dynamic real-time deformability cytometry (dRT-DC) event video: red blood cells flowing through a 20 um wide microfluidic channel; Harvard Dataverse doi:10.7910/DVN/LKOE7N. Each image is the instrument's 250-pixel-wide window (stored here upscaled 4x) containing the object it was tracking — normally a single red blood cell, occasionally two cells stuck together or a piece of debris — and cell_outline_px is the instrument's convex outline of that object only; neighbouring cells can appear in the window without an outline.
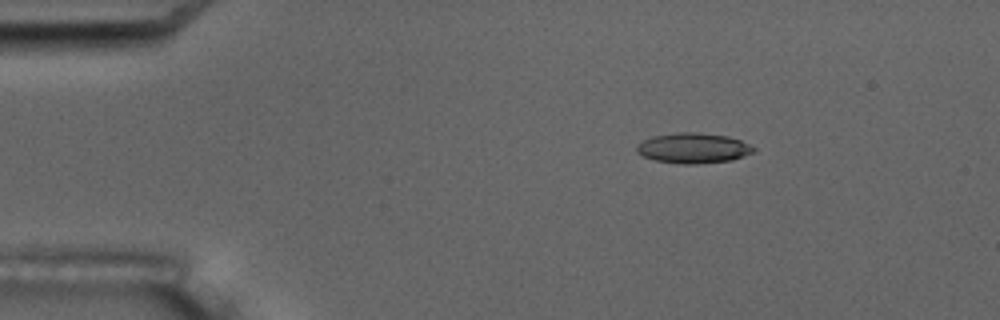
{"species": "common noctule bat (a hibernating species)", "species_latin": "Nyctalus noctula", "temperature_condition": "room temperature", "stored_images_in_passage": 9, "camera_frame_rate_fps": 3000, "um_per_image_px": 0.085, "animal": {"sex": "male", "body_mass_g": 17.5, "forearm_length_mm": 52.3}, "frame": {"image": 1, "passage_image": 2, "time_ms": 1.0, "image_size_px": [1000, 320], "cell_outline_px": [[756, 152], [732, 160], [696, 164], [680, 164], [656, 160], [644, 156], [636, 152], [636, 144], [652, 136], [680, 132], [700, 132], [728, 136], [740, 140], [756, 148]], "centroid_in_image_um": [58.94, 12.58], "position_along_channel_um": 26.1, "area_um2": 20.75}}
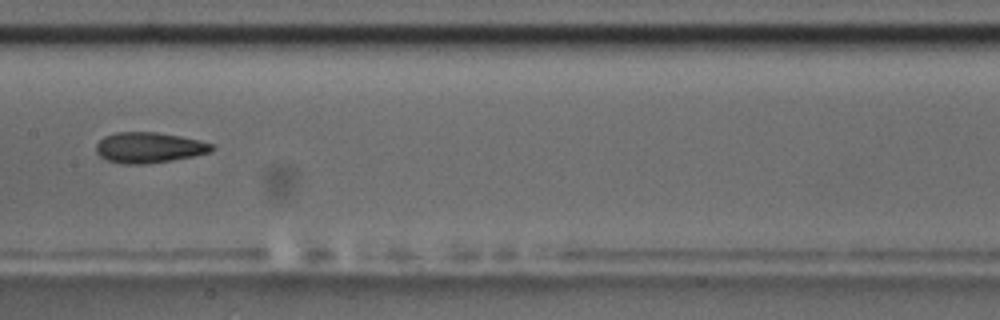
{"frame": {"image": 2, "passage_image": 8, "time_ms": 7.667, "image_size_px": [1000, 320], "cell_outline_px": [[216, 148], [212, 152], [172, 160], [148, 164], [120, 164], [108, 160], [100, 156], [96, 152], [96, 144], [104, 136], [116, 132], [156, 132], [180, 136], [200, 140], [212, 144]], "centroid_in_image_um": [12.67, 12.54], "position_along_channel_um": 194.7, "area_um2": 20.75}}